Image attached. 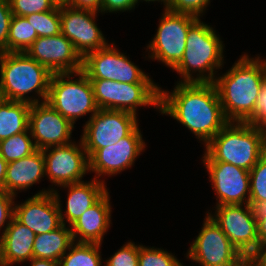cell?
<instances>
[{"label": "cell", "mask_w": 266, "mask_h": 266, "mask_svg": "<svg viewBox=\"0 0 266 266\" xmlns=\"http://www.w3.org/2000/svg\"><path fill=\"white\" fill-rule=\"evenodd\" d=\"M159 111L170 115L206 145L229 121L214 83H177L173 92L161 90Z\"/></svg>", "instance_id": "obj_1"}, {"label": "cell", "mask_w": 266, "mask_h": 266, "mask_svg": "<svg viewBox=\"0 0 266 266\" xmlns=\"http://www.w3.org/2000/svg\"><path fill=\"white\" fill-rule=\"evenodd\" d=\"M266 78V66L260 56L242 55L223 76L215 78L224 116L228 121L249 122L261 86Z\"/></svg>", "instance_id": "obj_2"}, {"label": "cell", "mask_w": 266, "mask_h": 266, "mask_svg": "<svg viewBox=\"0 0 266 266\" xmlns=\"http://www.w3.org/2000/svg\"><path fill=\"white\" fill-rule=\"evenodd\" d=\"M223 45L214 28L199 18L190 27L183 58L173 69L183 77L179 83H213L215 70L224 64ZM197 71L194 78L192 73Z\"/></svg>", "instance_id": "obj_3"}, {"label": "cell", "mask_w": 266, "mask_h": 266, "mask_svg": "<svg viewBox=\"0 0 266 266\" xmlns=\"http://www.w3.org/2000/svg\"><path fill=\"white\" fill-rule=\"evenodd\" d=\"M211 162H225L250 171L266 152L263 135L249 122L229 121L206 145Z\"/></svg>", "instance_id": "obj_4"}, {"label": "cell", "mask_w": 266, "mask_h": 266, "mask_svg": "<svg viewBox=\"0 0 266 266\" xmlns=\"http://www.w3.org/2000/svg\"><path fill=\"white\" fill-rule=\"evenodd\" d=\"M53 73L21 52H0V81L6 100L29 104L46 102ZM36 92V99L26 96Z\"/></svg>", "instance_id": "obj_5"}, {"label": "cell", "mask_w": 266, "mask_h": 266, "mask_svg": "<svg viewBox=\"0 0 266 266\" xmlns=\"http://www.w3.org/2000/svg\"><path fill=\"white\" fill-rule=\"evenodd\" d=\"M73 74L79 78L72 80ZM46 102L73 125L81 116L91 113L92 117L99 110L92 83L82 70L53 73Z\"/></svg>", "instance_id": "obj_6"}, {"label": "cell", "mask_w": 266, "mask_h": 266, "mask_svg": "<svg viewBox=\"0 0 266 266\" xmlns=\"http://www.w3.org/2000/svg\"><path fill=\"white\" fill-rule=\"evenodd\" d=\"M99 109L126 111L137 115L141 106L159 109L160 87L155 83H121L113 80H90Z\"/></svg>", "instance_id": "obj_7"}, {"label": "cell", "mask_w": 266, "mask_h": 266, "mask_svg": "<svg viewBox=\"0 0 266 266\" xmlns=\"http://www.w3.org/2000/svg\"><path fill=\"white\" fill-rule=\"evenodd\" d=\"M155 37L148 44L150 58L174 69L182 60L190 27L199 19L164 9Z\"/></svg>", "instance_id": "obj_8"}, {"label": "cell", "mask_w": 266, "mask_h": 266, "mask_svg": "<svg viewBox=\"0 0 266 266\" xmlns=\"http://www.w3.org/2000/svg\"><path fill=\"white\" fill-rule=\"evenodd\" d=\"M207 214L246 259L259 252L257 219L249 204L216 206L214 215Z\"/></svg>", "instance_id": "obj_9"}, {"label": "cell", "mask_w": 266, "mask_h": 266, "mask_svg": "<svg viewBox=\"0 0 266 266\" xmlns=\"http://www.w3.org/2000/svg\"><path fill=\"white\" fill-rule=\"evenodd\" d=\"M187 258L202 266H241L247 259L207 214Z\"/></svg>", "instance_id": "obj_10"}, {"label": "cell", "mask_w": 266, "mask_h": 266, "mask_svg": "<svg viewBox=\"0 0 266 266\" xmlns=\"http://www.w3.org/2000/svg\"><path fill=\"white\" fill-rule=\"evenodd\" d=\"M137 126V116L132 113L99 109L86 122L80 140L89 158L96 150L116 144Z\"/></svg>", "instance_id": "obj_11"}, {"label": "cell", "mask_w": 266, "mask_h": 266, "mask_svg": "<svg viewBox=\"0 0 266 266\" xmlns=\"http://www.w3.org/2000/svg\"><path fill=\"white\" fill-rule=\"evenodd\" d=\"M112 43L88 53L82 59V71L90 80H113L121 83H154Z\"/></svg>", "instance_id": "obj_12"}, {"label": "cell", "mask_w": 266, "mask_h": 266, "mask_svg": "<svg viewBox=\"0 0 266 266\" xmlns=\"http://www.w3.org/2000/svg\"><path fill=\"white\" fill-rule=\"evenodd\" d=\"M97 13L96 11L77 9L60 3L61 34L72 42L82 59L88 53L108 45L106 38L95 22Z\"/></svg>", "instance_id": "obj_13"}, {"label": "cell", "mask_w": 266, "mask_h": 266, "mask_svg": "<svg viewBox=\"0 0 266 266\" xmlns=\"http://www.w3.org/2000/svg\"><path fill=\"white\" fill-rule=\"evenodd\" d=\"M43 149L45 175L52 184L62 185L81 182L89 172V159L82 141ZM82 148V149H81Z\"/></svg>", "instance_id": "obj_14"}, {"label": "cell", "mask_w": 266, "mask_h": 266, "mask_svg": "<svg viewBox=\"0 0 266 266\" xmlns=\"http://www.w3.org/2000/svg\"><path fill=\"white\" fill-rule=\"evenodd\" d=\"M74 125L47 102L31 104L28 129L37 149L70 144Z\"/></svg>", "instance_id": "obj_15"}, {"label": "cell", "mask_w": 266, "mask_h": 266, "mask_svg": "<svg viewBox=\"0 0 266 266\" xmlns=\"http://www.w3.org/2000/svg\"><path fill=\"white\" fill-rule=\"evenodd\" d=\"M203 163L218 198L216 206L249 204V171L230 163L211 162L205 155Z\"/></svg>", "instance_id": "obj_16"}, {"label": "cell", "mask_w": 266, "mask_h": 266, "mask_svg": "<svg viewBox=\"0 0 266 266\" xmlns=\"http://www.w3.org/2000/svg\"><path fill=\"white\" fill-rule=\"evenodd\" d=\"M145 148V142L137 126L128 136L111 146L96 150L89 159V171L98 179L105 174L115 175L130 168ZM103 174V175H102Z\"/></svg>", "instance_id": "obj_17"}, {"label": "cell", "mask_w": 266, "mask_h": 266, "mask_svg": "<svg viewBox=\"0 0 266 266\" xmlns=\"http://www.w3.org/2000/svg\"><path fill=\"white\" fill-rule=\"evenodd\" d=\"M52 73L82 70V58L63 34L38 37L25 52Z\"/></svg>", "instance_id": "obj_18"}, {"label": "cell", "mask_w": 266, "mask_h": 266, "mask_svg": "<svg viewBox=\"0 0 266 266\" xmlns=\"http://www.w3.org/2000/svg\"><path fill=\"white\" fill-rule=\"evenodd\" d=\"M52 190L42 189L24 203L14 204V217L29 227L35 235L53 231L62 225L60 210Z\"/></svg>", "instance_id": "obj_19"}, {"label": "cell", "mask_w": 266, "mask_h": 266, "mask_svg": "<svg viewBox=\"0 0 266 266\" xmlns=\"http://www.w3.org/2000/svg\"><path fill=\"white\" fill-rule=\"evenodd\" d=\"M62 187L69 188L64 215L57 190L53 189L52 194L54 195L60 210L62 224L66 225L68 222L69 226L81 217L87 209L92 207L108 191L105 182L95 178L91 179L89 182L81 181L78 183L62 185ZM64 219H66L67 222Z\"/></svg>", "instance_id": "obj_20"}, {"label": "cell", "mask_w": 266, "mask_h": 266, "mask_svg": "<svg viewBox=\"0 0 266 266\" xmlns=\"http://www.w3.org/2000/svg\"><path fill=\"white\" fill-rule=\"evenodd\" d=\"M110 218L111 205L107 191L92 207L70 225L73 241L102 244L103 237L111 224Z\"/></svg>", "instance_id": "obj_21"}, {"label": "cell", "mask_w": 266, "mask_h": 266, "mask_svg": "<svg viewBox=\"0 0 266 266\" xmlns=\"http://www.w3.org/2000/svg\"><path fill=\"white\" fill-rule=\"evenodd\" d=\"M35 233L14 216L0 236V266H11L33 258Z\"/></svg>", "instance_id": "obj_22"}, {"label": "cell", "mask_w": 266, "mask_h": 266, "mask_svg": "<svg viewBox=\"0 0 266 266\" xmlns=\"http://www.w3.org/2000/svg\"><path fill=\"white\" fill-rule=\"evenodd\" d=\"M44 176L46 175L43 152L37 149L29 156L8 163L4 191L16 197V191L28 189L39 183Z\"/></svg>", "instance_id": "obj_23"}, {"label": "cell", "mask_w": 266, "mask_h": 266, "mask_svg": "<svg viewBox=\"0 0 266 266\" xmlns=\"http://www.w3.org/2000/svg\"><path fill=\"white\" fill-rule=\"evenodd\" d=\"M65 224L59 228L39 235H35L33 244V258L50 259L59 262L74 242L72 232Z\"/></svg>", "instance_id": "obj_24"}, {"label": "cell", "mask_w": 266, "mask_h": 266, "mask_svg": "<svg viewBox=\"0 0 266 266\" xmlns=\"http://www.w3.org/2000/svg\"><path fill=\"white\" fill-rule=\"evenodd\" d=\"M30 108L29 103L10 100L0 106V141L28 130Z\"/></svg>", "instance_id": "obj_25"}, {"label": "cell", "mask_w": 266, "mask_h": 266, "mask_svg": "<svg viewBox=\"0 0 266 266\" xmlns=\"http://www.w3.org/2000/svg\"><path fill=\"white\" fill-rule=\"evenodd\" d=\"M100 246L98 243L73 242L69 252L59 260V266H101Z\"/></svg>", "instance_id": "obj_26"}, {"label": "cell", "mask_w": 266, "mask_h": 266, "mask_svg": "<svg viewBox=\"0 0 266 266\" xmlns=\"http://www.w3.org/2000/svg\"><path fill=\"white\" fill-rule=\"evenodd\" d=\"M37 38L36 31L25 17L12 16L7 40V52L25 53Z\"/></svg>", "instance_id": "obj_27"}, {"label": "cell", "mask_w": 266, "mask_h": 266, "mask_svg": "<svg viewBox=\"0 0 266 266\" xmlns=\"http://www.w3.org/2000/svg\"><path fill=\"white\" fill-rule=\"evenodd\" d=\"M29 133V134H28ZM29 129L0 141V156L7 162L17 161L37 150ZM32 139V140H31Z\"/></svg>", "instance_id": "obj_28"}, {"label": "cell", "mask_w": 266, "mask_h": 266, "mask_svg": "<svg viewBox=\"0 0 266 266\" xmlns=\"http://www.w3.org/2000/svg\"><path fill=\"white\" fill-rule=\"evenodd\" d=\"M38 37L54 36L61 33L60 3L50 11L25 16Z\"/></svg>", "instance_id": "obj_29"}, {"label": "cell", "mask_w": 266, "mask_h": 266, "mask_svg": "<svg viewBox=\"0 0 266 266\" xmlns=\"http://www.w3.org/2000/svg\"><path fill=\"white\" fill-rule=\"evenodd\" d=\"M250 200L252 207L255 203L266 201V152L261 156L256 165L249 171Z\"/></svg>", "instance_id": "obj_30"}, {"label": "cell", "mask_w": 266, "mask_h": 266, "mask_svg": "<svg viewBox=\"0 0 266 266\" xmlns=\"http://www.w3.org/2000/svg\"><path fill=\"white\" fill-rule=\"evenodd\" d=\"M138 266H183L182 263L168 251L161 248H148L139 245Z\"/></svg>", "instance_id": "obj_31"}, {"label": "cell", "mask_w": 266, "mask_h": 266, "mask_svg": "<svg viewBox=\"0 0 266 266\" xmlns=\"http://www.w3.org/2000/svg\"><path fill=\"white\" fill-rule=\"evenodd\" d=\"M13 15L25 17L30 14L53 10L56 0H8Z\"/></svg>", "instance_id": "obj_32"}, {"label": "cell", "mask_w": 266, "mask_h": 266, "mask_svg": "<svg viewBox=\"0 0 266 266\" xmlns=\"http://www.w3.org/2000/svg\"><path fill=\"white\" fill-rule=\"evenodd\" d=\"M139 245L127 242L122 248L114 253L104 266H138Z\"/></svg>", "instance_id": "obj_33"}, {"label": "cell", "mask_w": 266, "mask_h": 266, "mask_svg": "<svg viewBox=\"0 0 266 266\" xmlns=\"http://www.w3.org/2000/svg\"><path fill=\"white\" fill-rule=\"evenodd\" d=\"M210 0H168L164 9L182 14H190L200 18V14L204 13Z\"/></svg>", "instance_id": "obj_34"}, {"label": "cell", "mask_w": 266, "mask_h": 266, "mask_svg": "<svg viewBox=\"0 0 266 266\" xmlns=\"http://www.w3.org/2000/svg\"><path fill=\"white\" fill-rule=\"evenodd\" d=\"M249 123L254 125L266 141V78L261 86L260 93L257 98L254 117L249 121Z\"/></svg>", "instance_id": "obj_35"}, {"label": "cell", "mask_w": 266, "mask_h": 266, "mask_svg": "<svg viewBox=\"0 0 266 266\" xmlns=\"http://www.w3.org/2000/svg\"><path fill=\"white\" fill-rule=\"evenodd\" d=\"M12 16L9 1L0 0V52H7V40Z\"/></svg>", "instance_id": "obj_36"}, {"label": "cell", "mask_w": 266, "mask_h": 266, "mask_svg": "<svg viewBox=\"0 0 266 266\" xmlns=\"http://www.w3.org/2000/svg\"><path fill=\"white\" fill-rule=\"evenodd\" d=\"M14 199L15 196L5 192L3 189H0V230L2 227H4L2 234L4 233L9 225L10 220L14 216ZM5 223L6 226H4Z\"/></svg>", "instance_id": "obj_37"}, {"label": "cell", "mask_w": 266, "mask_h": 266, "mask_svg": "<svg viewBox=\"0 0 266 266\" xmlns=\"http://www.w3.org/2000/svg\"><path fill=\"white\" fill-rule=\"evenodd\" d=\"M257 219L259 250L266 245V201L257 202L252 206Z\"/></svg>", "instance_id": "obj_38"}, {"label": "cell", "mask_w": 266, "mask_h": 266, "mask_svg": "<svg viewBox=\"0 0 266 266\" xmlns=\"http://www.w3.org/2000/svg\"><path fill=\"white\" fill-rule=\"evenodd\" d=\"M140 0H101V13H107L108 12H124V11H130L133 8H135V5Z\"/></svg>", "instance_id": "obj_39"}, {"label": "cell", "mask_w": 266, "mask_h": 266, "mask_svg": "<svg viewBox=\"0 0 266 266\" xmlns=\"http://www.w3.org/2000/svg\"><path fill=\"white\" fill-rule=\"evenodd\" d=\"M64 4L77 8L100 12L101 0H66Z\"/></svg>", "instance_id": "obj_40"}, {"label": "cell", "mask_w": 266, "mask_h": 266, "mask_svg": "<svg viewBox=\"0 0 266 266\" xmlns=\"http://www.w3.org/2000/svg\"><path fill=\"white\" fill-rule=\"evenodd\" d=\"M31 266H59V263L50 259L32 258L30 260Z\"/></svg>", "instance_id": "obj_41"}, {"label": "cell", "mask_w": 266, "mask_h": 266, "mask_svg": "<svg viewBox=\"0 0 266 266\" xmlns=\"http://www.w3.org/2000/svg\"><path fill=\"white\" fill-rule=\"evenodd\" d=\"M259 266H266V245L252 258Z\"/></svg>", "instance_id": "obj_42"}, {"label": "cell", "mask_w": 266, "mask_h": 266, "mask_svg": "<svg viewBox=\"0 0 266 266\" xmlns=\"http://www.w3.org/2000/svg\"><path fill=\"white\" fill-rule=\"evenodd\" d=\"M8 163L0 156V189L4 190V182Z\"/></svg>", "instance_id": "obj_43"}, {"label": "cell", "mask_w": 266, "mask_h": 266, "mask_svg": "<svg viewBox=\"0 0 266 266\" xmlns=\"http://www.w3.org/2000/svg\"><path fill=\"white\" fill-rule=\"evenodd\" d=\"M6 97H5V94H4V91L2 89V85H1V81H0V106L6 102Z\"/></svg>", "instance_id": "obj_44"}, {"label": "cell", "mask_w": 266, "mask_h": 266, "mask_svg": "<svg viewBox=\"0 0 266 266\" xmlns=\"http://www.w3.org/2000/svg\"><path fill=\"white\" fill-rule=\"evenodd\" d=\"M241 266H259L254 260L247 259Z\"/></svg>", "instance_id": "obj_45"}, {"label": "cell", "mask_w": 266, "mask_h": 266, "mask_svg": "<svg viewBox=\"0 0 266 266\" xmlns=\"http://www.w3.org/2000/svg\"><path fill=\"white\" fill-rule=\"evenodd\" d=\"M141 1H142V0H141ZM143 1H146V2H150V1H151V2H152V1H153V2H154V1H159V2H160V1H161V2L164 3L165 6H166V4H167V2H168V0H143Z\"/></svg>", "instance_id": "obj_46"}, {"label": "cell", "mask_w": 266, "mask_h": 266, "mask_svg": "<svg viewBox=\"0 0 266 266\" xmlns=\"http://www.w3.org/2000/svg\"><path fill=\"white\" fill-rule=\"evenodd\" d=\"M58 3H64L66 0H56Z\"/></svg>", "instance_id": "obj_47"}]
</instances>
